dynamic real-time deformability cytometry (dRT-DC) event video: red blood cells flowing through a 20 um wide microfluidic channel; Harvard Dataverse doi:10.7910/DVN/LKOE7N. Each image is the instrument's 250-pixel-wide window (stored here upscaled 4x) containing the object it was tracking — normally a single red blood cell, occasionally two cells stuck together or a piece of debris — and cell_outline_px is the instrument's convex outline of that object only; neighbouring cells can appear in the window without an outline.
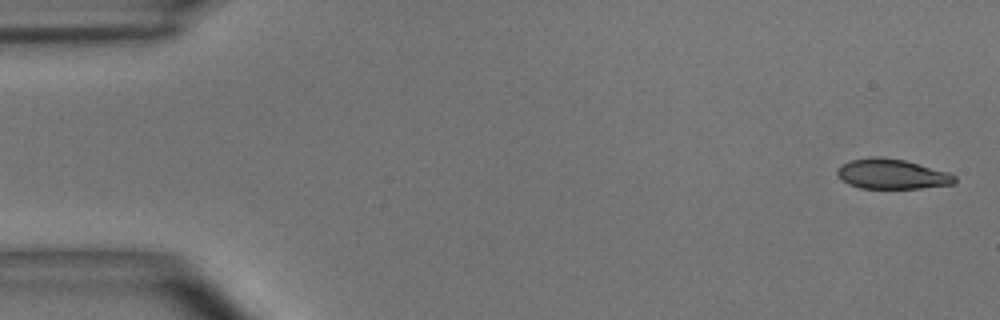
{"species": "common noctule bat (a hibernating species)", "species_latin": "Nyctalus noctula", "temperature_condition": "room temperature", "stored_images_in_passage": 54, "camera_frame_rate_fps": 3000, "um_per_image_px": 0.085, "animal": {"sex": "male", "body_mass_g": 15.6}, "frame": {"image": 1, "passage_image": 1, "time_ms": 0.0, "image_size_px": [1000, 320], "cell_outline_px": [[956, 180], [952, 184], [920, 188], [860, 188], [848, 184], [840, 180], [836, 172], [836, 168], [840, 164], [848, 160], [872, 156], [880, 156], [904, 160], [948, 172], [956, 176]], "centroid_in_image_um": [75.73, 14.78], "position_along_channel_um": 9.3, "area_um2": 20.69}}
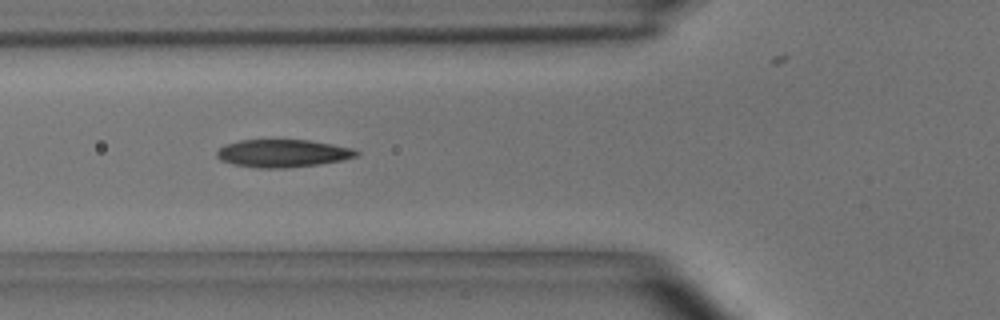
{"frame": {"image": 2, "passage_image": 19, "time_ms": 6.0, "image_size_px": [1000, 320], "cell_outline_px": [[360, 152], [356, 156], [340, 160], [320, 164], [284, 168], [260, 168], [232, 164], [220, 160], [216, 156], [216, 152], [224, 144], [240, 140], [308, 140], [332, 144], [352, 148]], "centroid_in_image_um": [23.99, 13.03], "position_along_channel_um": 101.8, "area_um2": 22.48}}
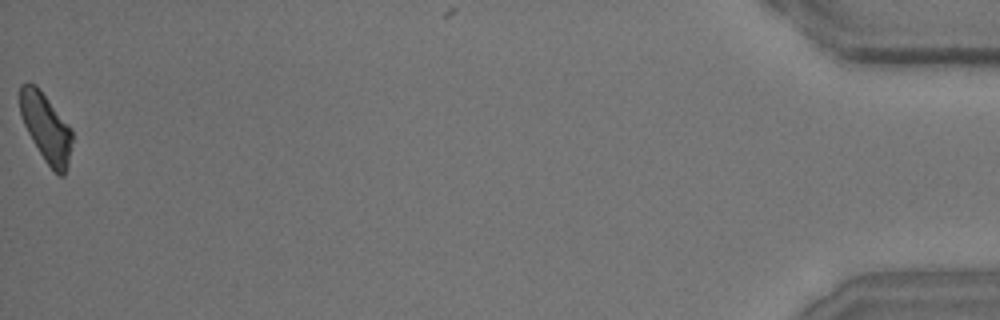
{"frame": {"image": 3, "passage_image": 54, "time_ms": 17.667, "image_size_px": [1000, 320], "cell_outline_px": [[72, 140], [68, 164], [64, 176], [60, 176], [44, 160], [32, 140], [24, 124], [20, 112], [20, 84], [36, 84], [72, 128]], "centroid_in_image_um": [3.92, 10.84], "position_along_channel_um": 431.3, "area_um2": 20.58}, "authors_computed_cell_mechanics": {"area_um2": 21.7906, "velocity_mm_per_s": 3.6491, "shape_relaxation_time_tau1_ms": 5.0486, "shape_relaxation_time_tau2_ms": 2.4734, "deformation_change_tau1": 0.1578, "deformation_change_tau2": 0.091}}